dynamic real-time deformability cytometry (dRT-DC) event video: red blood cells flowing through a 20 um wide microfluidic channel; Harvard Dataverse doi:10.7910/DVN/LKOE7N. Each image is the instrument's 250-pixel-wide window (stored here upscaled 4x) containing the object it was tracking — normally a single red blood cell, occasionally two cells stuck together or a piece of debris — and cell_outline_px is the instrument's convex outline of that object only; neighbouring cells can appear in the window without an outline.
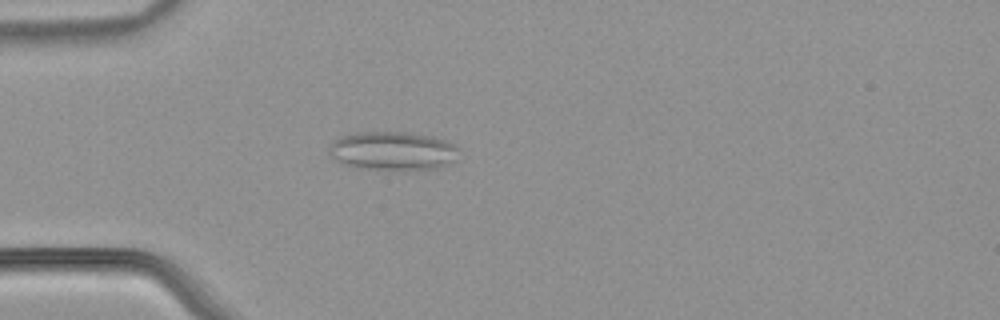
{"species": "common noctule bat (a hibernating species)", "species_latin": "Nyctalus noctula", "temperature_condition": "warm", "stored_images_in_passage": 54, "camera_frame_rate_fps": 3000, "um_per_image_px": 0.085, "animal": {"sex": "male", "body_mass_g": 21.5, "forearm_length_mm": 52.0}, "frame": {"image": 1, "passage_image": 16, "time_ms": 5.0, "image_size_px": [1000, 320], "cell_outline_px": [[460, 148], [456, 160], [452, 164], [436, 168], [360, 168], [344, 164], [336, 160], [332, 156], [332, 140], [340, 136], [356, 132], [408, 132], [432, 136], [444, 140]], "centroid_in_image_um": [33.43, 12.8], "position_along_channel_um": 51.6, "area_um2": 28.78}}
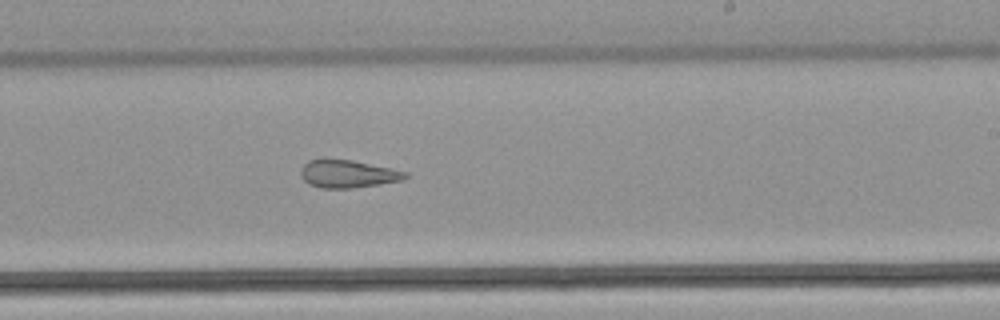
{"frame": {"image": 2, "passage_image": 33, "time_ms": 10.667, "image_size_px": [1000, 320], "cell_outline_px": [[408, 176], [404, 180], [380, 184], [352, 188], [320, 188], [308, 184], [300, 176], [300, 168], [308, 160], [324, 156], [352, 160], [392, 168], [408, 172]], "centroid_in_image_um": [29.51, 14.74], "position_along_channel_um": 259.5, "area_um2": 17.57}}
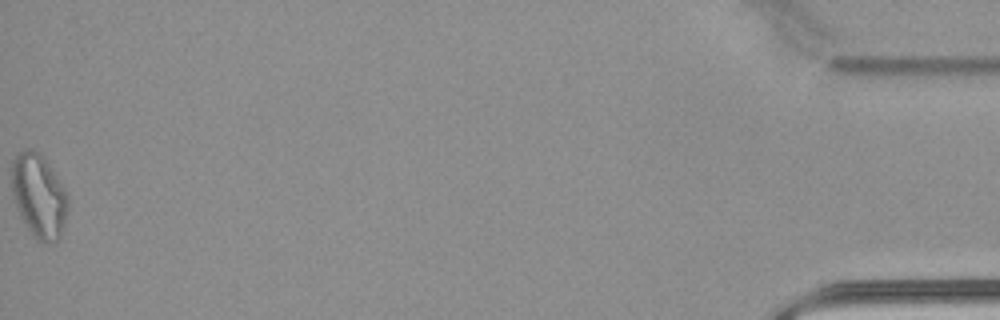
{"frame": {"image": 3, "passage_image": 54, "time_ms": 17.667, "image_size_px": [1000, 320], "cell_outline_px": [[68, 212], [60, 236], [56, 244], [48, 244], [40, 240], [28, 228], [20, 216], [12, 192], [12, 160], [16, 152], [24, 148], [32, 148], [40, 152], [44, 156], [64, 188], [68, 196]], "centroid_in_image_um": [3.31, 16.6], "position_along_channel_um": 431.9, "area_um2": 27.63}, "authors_computed_cell_mechanics": {"area_um2": 22.7732, "velocity_mm_per_s": 3.8883, "shape_relaxation_time_tau1_ms": null, "shape_relaxation_time_tau2_ms": 2.5705, "deformation_change_tau1": null, "deformation_change_tau2": 0.1205}}